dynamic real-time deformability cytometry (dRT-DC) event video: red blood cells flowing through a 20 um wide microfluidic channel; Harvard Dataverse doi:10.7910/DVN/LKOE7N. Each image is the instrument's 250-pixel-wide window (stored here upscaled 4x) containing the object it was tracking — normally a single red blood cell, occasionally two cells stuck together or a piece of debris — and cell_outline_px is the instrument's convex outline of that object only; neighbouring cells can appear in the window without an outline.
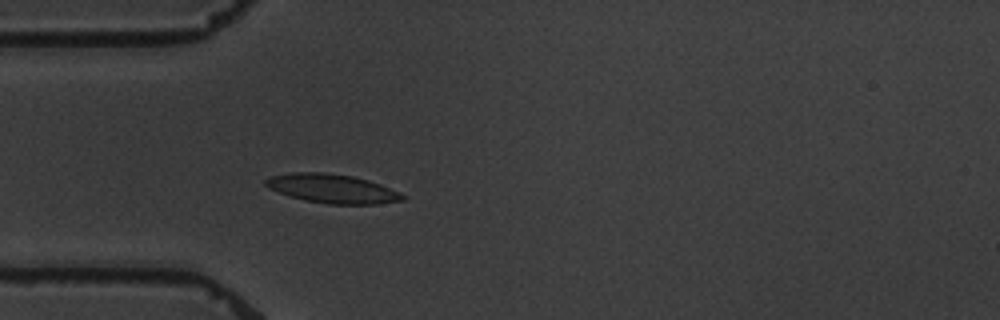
{"species": "common noctule bat (a hibernating species)", "species_latin": "Nyctalus noctula", "temperature_condition": "warm", "stored_images_in_passage": 5, "camera_frame_rate_fps": 3000, "um_per_image_px": 0.085, "animal": {"sex": "male", "body_mass_g": 19.5, "forearm_length_mm": 54.6}, "frame": {"image": 1, "passage_image": 5, "time_ms": 5.0, "image_size_px": [1000, 320], "cell_outline_px": [[404, 200], [376, 204], [328, 204], [304, 200], [268, 188], [264, 184], [264, 180], [272, 176], [288, 172], [324, 172], [352, 176], [368, 180], [380, 184], [400, 192], [404, 196]], "centroid_in_image_um": [28.23, 16.02], "position_along_channel_um": 56.8, "area_um2": 23.0}}